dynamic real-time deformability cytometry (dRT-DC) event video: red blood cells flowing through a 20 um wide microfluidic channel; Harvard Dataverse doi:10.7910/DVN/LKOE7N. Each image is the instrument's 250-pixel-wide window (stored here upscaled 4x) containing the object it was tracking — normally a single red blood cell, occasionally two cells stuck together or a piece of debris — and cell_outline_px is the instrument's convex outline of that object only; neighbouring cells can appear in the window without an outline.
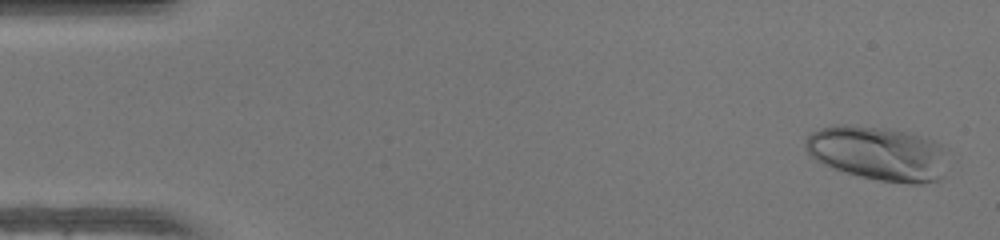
{"species": "human", "species_latin": "Homo sapiens", "temperature_condition": "warm", "stored_images_in_passage": 48, "camera_frame_rate_fps": 3000, "um_per_image_px": 0.085, "donor": {"sex": "female"}, "frame": {"image": 1, "passage_image": 2, "time_ms": 0.333, "image_size_px": [1000, 240], "cell_outline_px": [[944, 176], [940, 180], [920, 184], [908, 184], [880, 180], [860, 176], [824, 164], [816, 160], [804, 148], [804, 144], [808, 136], [812, 132], [820, 128], [840, 124], [852, 124], [888, 128], [920, 136], [932, 140], [940, 144], [944, 148]], "centroid_in_image_um": [74.64, 13.03], "position_along_channel_um": 10.4, "area_um2": 44.8}}
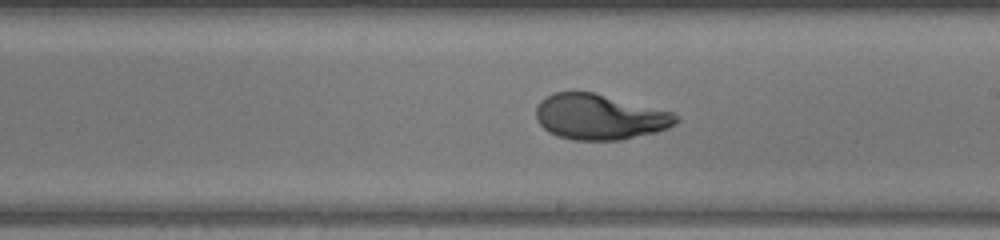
{"frame": {"image": 2, "passage_image": 28, "time_ms": 9.0, "image_size_px": [1000, 240], "cell_outline_px": [[680, 120], [676, 124], [668, 128], [656, 132], [620, 140], [572, 140], [556, 136], [548, 132], [536, 120], [536, 108], [540, 100], [552, 92], [592, 92], [676, 112], [680, 116]], "centroid_in_image_um": [51.0, 9.94], "position_along_channel_um": 238.0, "area_um2": 37.51}}
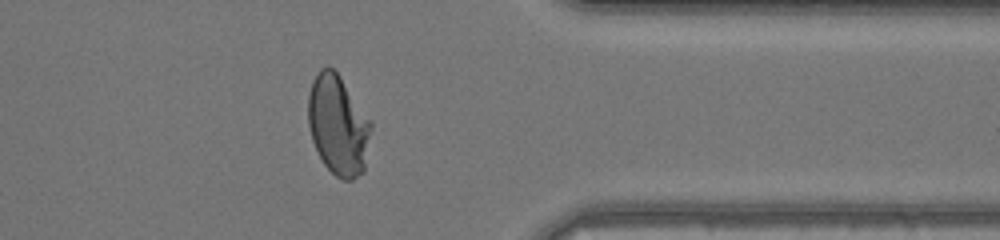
{"frame": {"image": 3, "passage_image": 39, "time_ms": 12.667, "image_size_px": [1000, 240], "cell_outline_px": [[372, 128], [364, 172], [352, 180], [344, 180], [336, 176], [324, 164], [312, 140], [308, 124], [308, 96], [312, 80], [320, 68], [328, 64], [340, 76], [372, 120]], "centroid_in_image_um": [28.75, 10.62], "position_along_channel_um": 382.6, "area_um2": 36.99}, "authors_computed_cell_mechanics": {"area_um2": 37.4833, "velocity_mm_per_s": 4.2582, "shape_relaxation_time_tau1_ms": 5.6297, "shape_relaxation_time_tau2_ms": null, "deformation_change_tau1": 0.2833, "deformation_change_tau2": null}}